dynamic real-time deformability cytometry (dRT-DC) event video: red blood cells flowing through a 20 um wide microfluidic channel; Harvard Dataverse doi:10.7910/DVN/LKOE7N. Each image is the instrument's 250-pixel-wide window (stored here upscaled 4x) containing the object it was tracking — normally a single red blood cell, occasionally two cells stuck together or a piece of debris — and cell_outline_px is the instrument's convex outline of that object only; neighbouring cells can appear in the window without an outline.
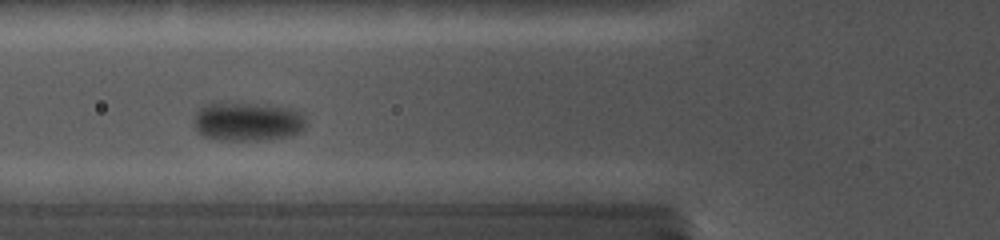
{"species": "common noctule bat (a hibernating species)", "species_latin": "Nyctalus noctula", "temperature_condition": "cold", "stored_images_in_passage": 31, "camera_frame_rate_fps": 5000, "um_per_image_px": 0.085, "animal": {"sex": "female", "body_mass_g": 19.0, "forearm_length_mm": 56.7}, "frame": {"image": 1, "passage_image": 6, "time_ms": 5.0, "image_size_px": [1000, 240], "cell_outline_px": [[304, 128], [300, 132], [288, 136], [260, 140], [232, 140], [204, 136], [196, 128], [196, 112], [204, 104], [248, 104], [292, 108], [304, 116]], "centroid_in_image_um": [21.07, 10.34], "position_along_channel_um": 104.7, "area_um2": 24.45}}
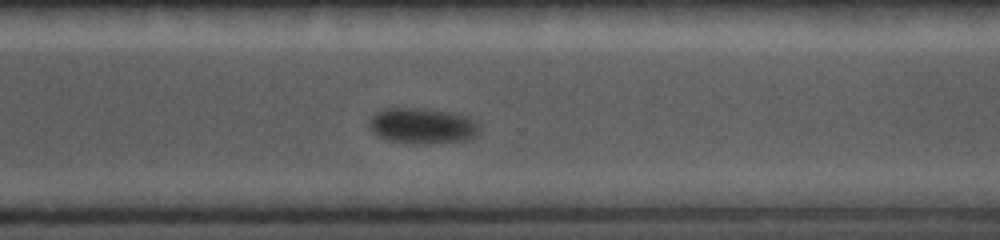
{"frame": {"image": 2, "passage_image": 20, "time_ms": 11.4, "image_size_px": [1000, 240], "cell_outline_px": [[480, 128], [476, 136], [468, 140], [412, 144], [388, 140], [372, 132], [368, 128], [368, 124], [372, 116], [388, 108], [424, 108], [452, 112], [468, 116], [476, 120], [480, 124]], "centroid_in_image_um": [35.95, 10.69], "position_along_channel_um": 334.7, "area_um2": 23.06}}
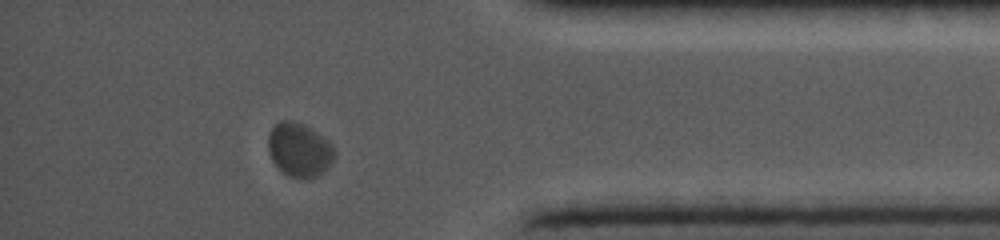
{"frame": {"image": 3, "passage_image": 26, "time_ms": 13.8, "image_size_px": [1000, 240], "cell_outline_px": [[336, 156], [328, 168], [316, 176], [288, 176], [272, 160], [268, 148], [268, 136], [272, 128], [280, 120], [292, 120], [304, 124], [324, 136], [336, 148]], "centroid_in_image_um": [25.48, 12.68], "position_along_channel_um": 409.7, "area_um2": 20.69}}